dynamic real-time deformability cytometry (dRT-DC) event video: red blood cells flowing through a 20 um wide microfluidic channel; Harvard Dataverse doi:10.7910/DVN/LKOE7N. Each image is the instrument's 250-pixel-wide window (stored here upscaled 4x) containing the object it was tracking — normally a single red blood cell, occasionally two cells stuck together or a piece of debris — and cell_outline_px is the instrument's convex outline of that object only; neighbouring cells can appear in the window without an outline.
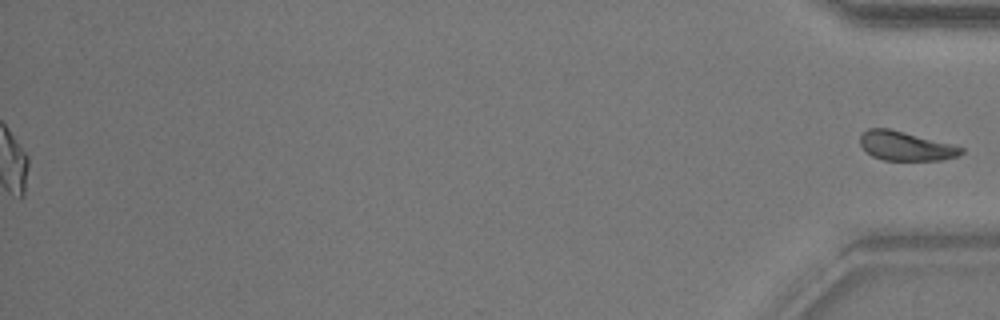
{"species": "common noctule bat (a hibernating species)", "species_latin": "Nyctalus noctula", "temperature_condition": "warm", "stored_images_in_passage": 45, "segment_of_instrument_passage": [2, 2], "camera_frame_rate_fps": 3000, "um_per_image_px": 0.085, "animal": {"sex": "male", "body_mass_g": 17.9}, "frame": {"image": 1, "passage_image": 45, "time_ms": 14.667, "image_size_px": [1000, 320], "cell_outline_px": [[964, 152], [960, 156], [940, 160], [884, 160], [872, 156], [860, 144], [860, 136], [868, 128], [888, 128], [952, 144], [964, 148]], "centroid_in_image_um": [77.01, 12.42], "position_along_channel_um": 358.2, "area_um2": 17.05}}